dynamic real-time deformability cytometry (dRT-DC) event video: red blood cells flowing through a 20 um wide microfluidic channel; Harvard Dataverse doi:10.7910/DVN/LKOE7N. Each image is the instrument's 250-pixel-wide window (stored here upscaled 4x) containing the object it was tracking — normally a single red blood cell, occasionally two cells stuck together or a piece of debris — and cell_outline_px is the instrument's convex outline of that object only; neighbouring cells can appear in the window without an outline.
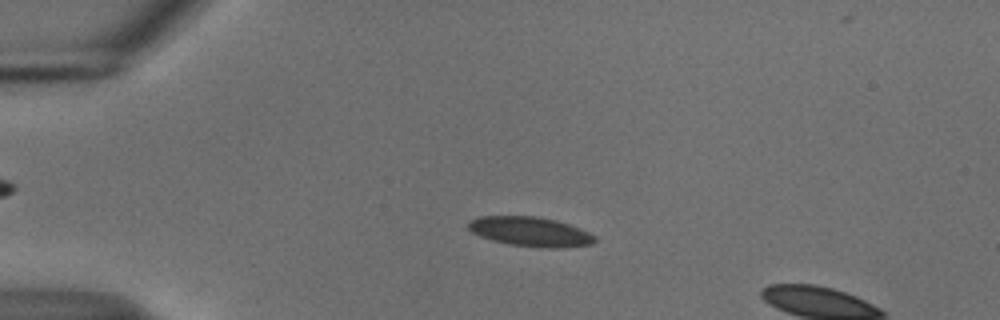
{"species": "common noctule bat (a hibernating species)", "species_latin": "Nyctalus noctula", "temperature_condition": "cold", "stored_images_in_passage": 15, "camera_frame_rate_fps": 3000, "um_per_image_px": 0.085, "animal": {"sex": "male", "body_mass_g": 18.8}, "frame": {"image": 1, "passage_image": 11, "time_ms": 3.333, "image_size_px": [1000, 320], "cell_outline_px": [[596, 240], [592, 244], [556, 248], [540, 248], [508, 244], [492, 240], [480, 236], [472, 232], [468, 228], [468, 220], [480, 216], [536, 216], [556, 220], [580, 228], [596, 236]], "centroid_in_image_um": [45.06, 19.69], "position_along_channel_um": 39.9, "area_um2": 21.85}}